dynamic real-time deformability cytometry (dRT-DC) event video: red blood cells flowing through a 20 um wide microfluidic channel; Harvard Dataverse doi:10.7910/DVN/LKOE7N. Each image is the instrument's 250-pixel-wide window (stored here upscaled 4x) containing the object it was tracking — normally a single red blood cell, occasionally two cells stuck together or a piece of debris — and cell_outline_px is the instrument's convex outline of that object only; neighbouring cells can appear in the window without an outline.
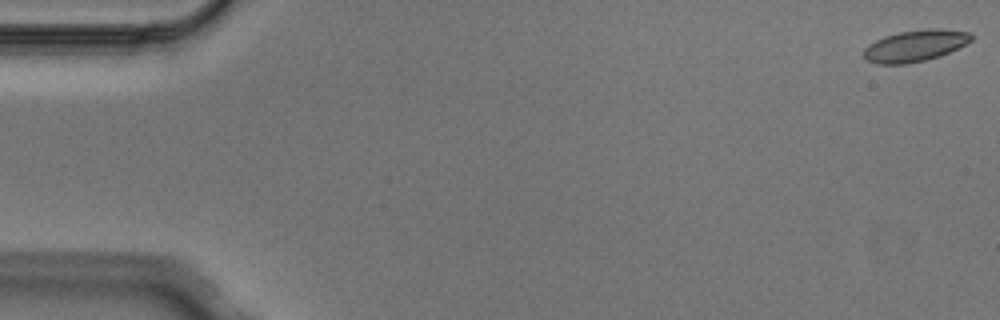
{"species": "Egyptian fruit bat (a non-hibernating species)", "species_latin": "Rousettus aegyptiacus", "temperature_condition": "cold", "stored_images_in_passage": 5, "camera_frame_rate_fps": 3000, "um_per_image_px": 0.085, "animal": {"sex": "male"}, "frame": {"image": 1, "passage_image": 1, "time_ms": 0.0, "image_size_px": [1000, 320], "cell_outline_px": [[972, 40], [940, 56], [924, 60], [904, 64], [876, 64], [868, 60], [864, 56], [864, 48], [868, 44], [884, 36], [900, 32], [924, 28], [940, 28], [972, 32]], "centroid_in_image_um": [77.78, 3.87], "position_along_channel_um": 7.2, "area_um2": 19.71}}
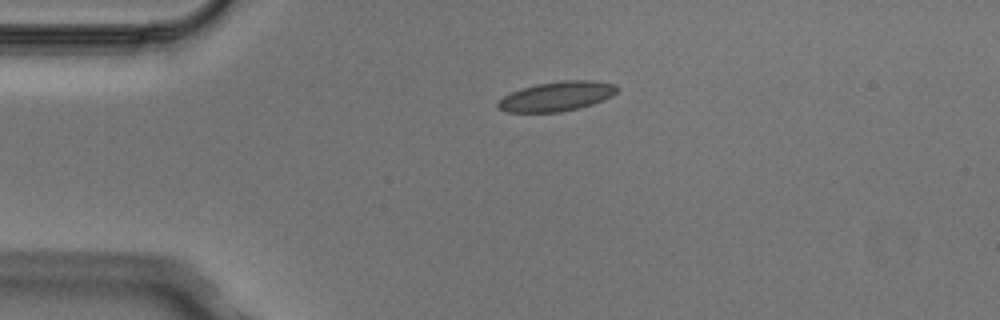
{"frame": {"image": 2, "passage_image": 4, "time_ms": 1.0, "image_size_px": [1000, 320], "cell_outline_px": [[620, 88], [612, 96], [592, 104], [580, 108], [560, 112], [508, 112], [500, 108], [496, 104], [504, 96], [512, 92], [536, 84], [564, 80], [592, 80], [616, 84]], "centroid_in_image_um": [47.38, 8.18], "position_along_channel_um": 37.6, "area_um2": 20.4}}